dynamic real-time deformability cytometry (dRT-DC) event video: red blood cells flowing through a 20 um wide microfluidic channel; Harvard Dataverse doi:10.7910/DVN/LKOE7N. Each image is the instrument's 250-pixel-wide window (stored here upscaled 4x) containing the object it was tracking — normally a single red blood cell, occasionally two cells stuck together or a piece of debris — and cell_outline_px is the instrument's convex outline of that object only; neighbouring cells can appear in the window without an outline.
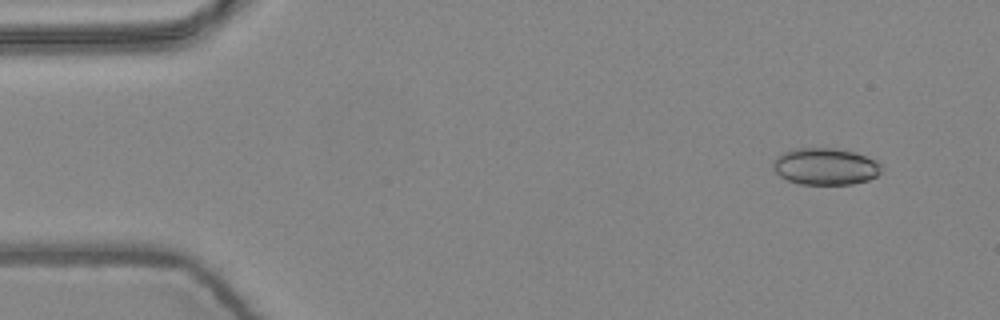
{"species": "common noctule bat (a hibernating species)", "species_latin": "Nyctalus noctula", "temperature_condition": "warm", "stored_images_in_passage": 6, "camera_frame_rate_fps": 3000, "um_per_image_px": 0.085, "animal": {"sex": "female", "body_mass_g": 24.6, "forearm_length_mm": 56.2}, "frame": {"image": 1, "passage_image": 1, "time_ms": 0.0, "image_size_px": [1000, 320], "cell_outline_px": [[880, 172], [876, 176], [868, 180], [852, 184], [800, 184], [788, 180], [780, 176], [772, 168], [772, 160], [780, 152], [796, 148], [836, 148], [856, 152], [876, 160], [880, 164]], "centroid_in_image_um": [70.11, 14.13], "position_along_channel_um": 14.9, "area_um2": 23.47}}
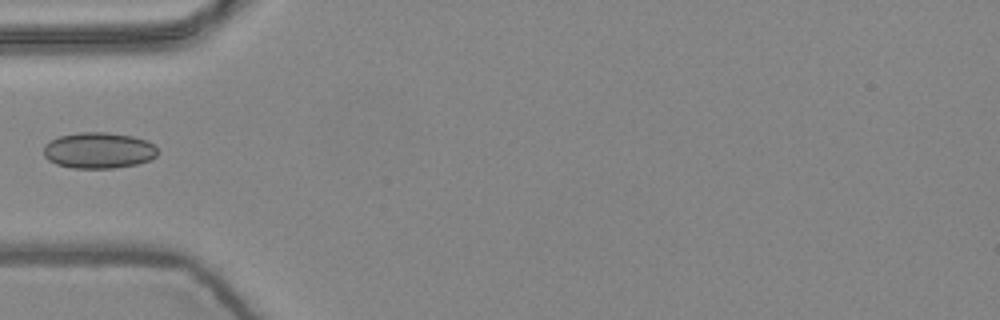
{"frame": {"image": 2, "passage_image": 5, "time_ms": 1.333, "image_size_px": [1000, 320], "cell_outline_px": [[160, 152], [156, 156], [148, 160], [136, 164], [112, 168], [72, 168], [56, 164], [48, 160], [44, 156], [44, 144], [60, 136], [80, 132], [108, 132], [132, 136], [144, 140], [152, 144]], "centroid_in_image_um": [8.37, 12.78], "position_along_channel_um": 76.6, "area_um2": 23.87}}
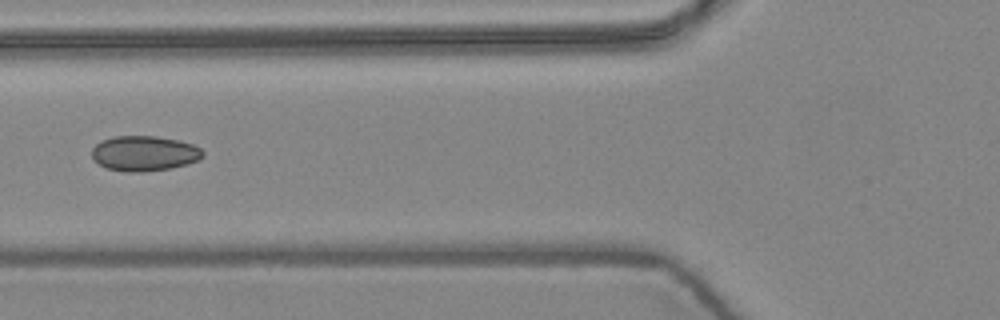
{"frame": {"image": 3, "passage_image": 6, "time_ms": 1.667, "image_size_px": [1000, 320], "cell_outline_px": [[204, 156], [200, 160], [188, 164], [172, 168], [140, 172], [124, 172], [108, 168], [92, 160], [92, 148], [100, 140], [112, 136], [156, 136], [180, 140], [192, 144], [200, 148], [204, 152]], "centroid_in_image_um": [12.27, 13.03], "position_along_channel_um": 113.5, "area_um2": 23.06}}